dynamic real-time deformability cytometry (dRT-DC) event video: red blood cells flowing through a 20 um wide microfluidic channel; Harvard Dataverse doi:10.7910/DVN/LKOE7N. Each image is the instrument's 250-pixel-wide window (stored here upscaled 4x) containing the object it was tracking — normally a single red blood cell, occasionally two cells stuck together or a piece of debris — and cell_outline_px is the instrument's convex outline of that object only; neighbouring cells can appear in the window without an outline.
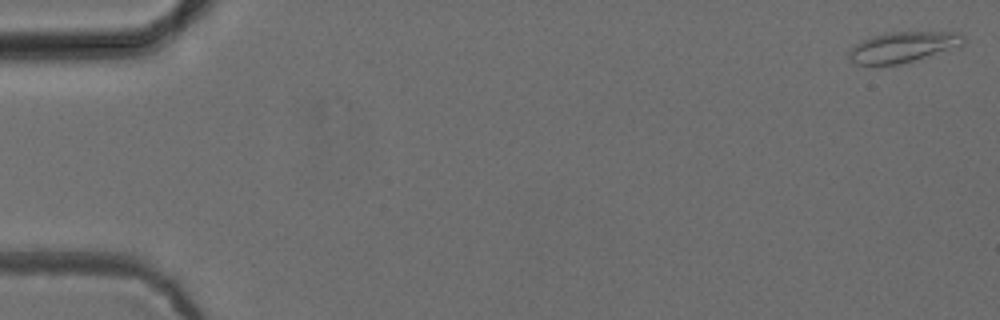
{"species": "common noctule bat (a hibernating species)", "species_latin": "Nyctalus noctula", "temperature_condition": "cold", "stored_images_in_passage": 53, "camera_frame_rate_fps": 3000, "um_per_image_px": 0.085, "animal": {"sex": "female", "body_mass_g": 24.6, "forearm_length_mm": 56.2}, "frame": {"image": 1, "passage_image": 1, "time_ms": 0.0, "image_size_px": [1000, 320], "cell_outline_px": [[964, 44], [900, 64], [856, 64], [848, 60], [848, 52], [856, 44], [872, 36], [892, 32], [960, 32], [964, 36]], "centroid_in_image_um": [76.72, 3.99], "position_along_channel_um": 8.3, "area_um2": 19.88}}
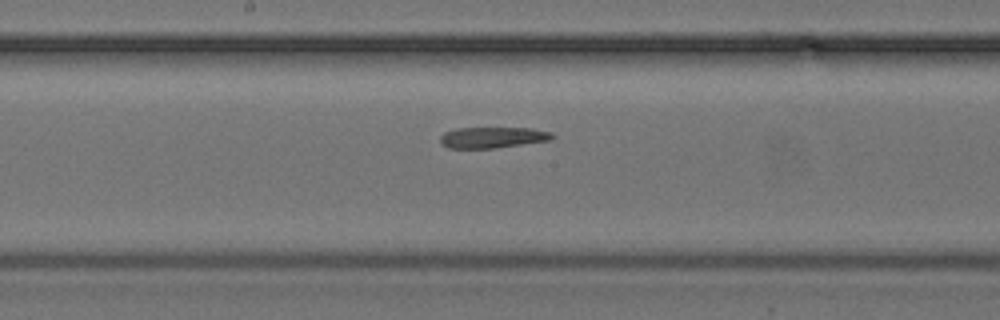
{"frame": {"image": 2, "passage_image": 28, "time_ms": 9.0, "image_size_px": [1000, 320], "cell_outline_px": [[556, 136], [552, 140], [496, 148], [448, 148], [440, 144], [440, 136], [444, 132], [456, 128], [532, 128], [552, 132]], "centroid_in_image_um": [41.89, 11.68], "position_along_channel_um": 206.3, "area_um2": 13.93}}
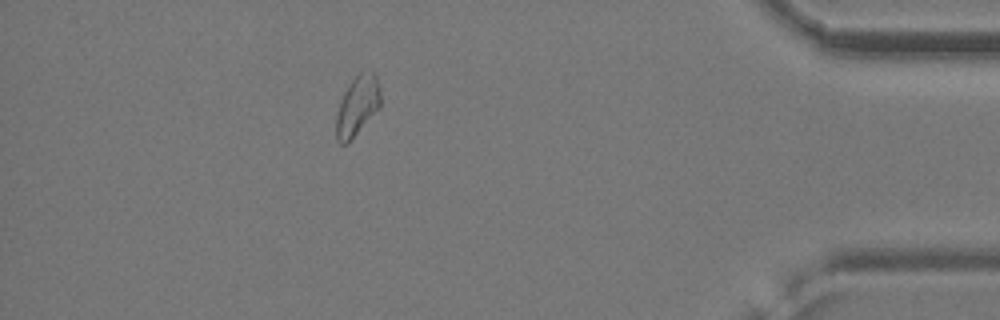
{"frame": {"image": 3, "passage_image": 47, "time_ms": 15.333, "image_size_px": [1000, 320], "cell_outline_px": [[380, 108], [348, 144], [340, 144], [336, 140], [336, 116], [340, 100], [344, 92], [352, 80], [360, 72], [372, 72], [376, 76], [380, 84]], "centroid_in_image_um": [30.37, 9.03], "position_along_channel_um": 404.8, "area_um2": 15.61}}